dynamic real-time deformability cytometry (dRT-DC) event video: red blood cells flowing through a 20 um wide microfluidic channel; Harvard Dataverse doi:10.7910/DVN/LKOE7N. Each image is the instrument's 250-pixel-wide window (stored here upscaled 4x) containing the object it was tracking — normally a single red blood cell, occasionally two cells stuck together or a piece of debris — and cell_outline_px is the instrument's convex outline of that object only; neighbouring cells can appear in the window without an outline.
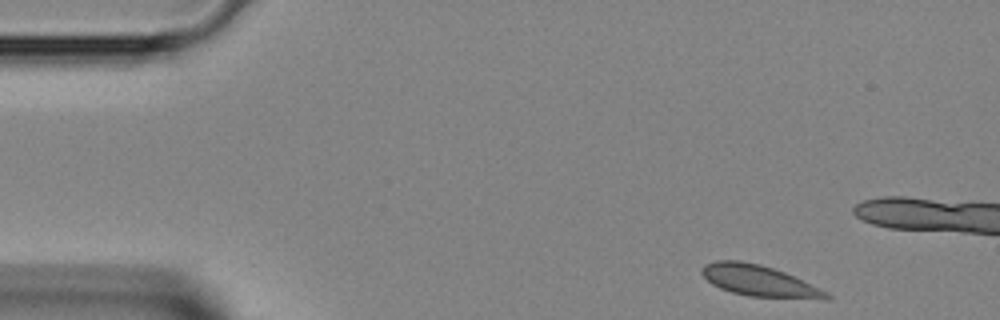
{"species": "Egyptian fruit bat (a non-hibernating species)", "species_latin": "Rousettus aegyptiacus", "temperature_condition": "room temperature", "stored_images_in_passage": 9, "camera_frame_rate_fps": 3000, "um_per_image_px": 0.085, "animal": {"sex": "female"}, "frame": {"image": 1, "passage_image": 1, "time_ms": 0.0, "image_size_px": [1000, 320], "cell_outline_px": [[832, 300], [824, 300], [748, 296], [732, 292], [720, 288], [712, 284], [700, 272], [700, 268], [704, 264], [716, 260], [740, 260], [760, 264], [784, 272], [820, 288], [828, 292], [832, 296]], "centroid_in_image_um": [64.56, 23.88], "position_along_channel_um": 20.4, "area_um2": 22.83}}